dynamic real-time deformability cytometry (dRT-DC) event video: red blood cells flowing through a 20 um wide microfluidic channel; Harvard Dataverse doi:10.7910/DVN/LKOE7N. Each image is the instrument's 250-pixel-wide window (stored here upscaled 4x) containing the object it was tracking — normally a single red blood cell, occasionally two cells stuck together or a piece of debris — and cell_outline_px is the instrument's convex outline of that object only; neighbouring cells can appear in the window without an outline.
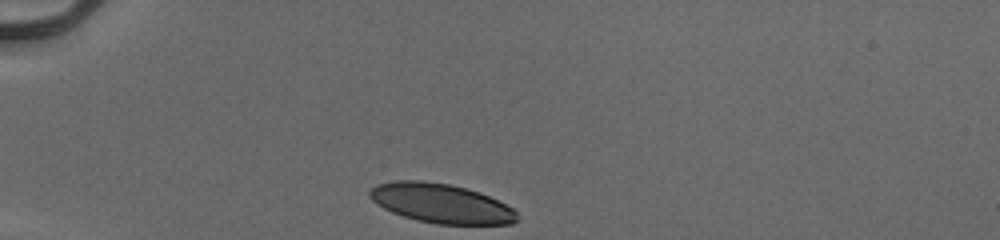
{"species": "human", "species_latin": "Homo sapiens", "temperature_condition": "cold", "stored_images_in_passage": 31, "camera_frame_rate_fps": 3000, "um_per_image_px": 0.085, "donor": {"sex": "male"}, "frame": {"image": 1, "passage_image": 1, "time_ms": 0.0, "image_size_px": [1000, 240], "cell_outline_px": [[520, 220], [512, 224], [436, 224], [416, 220], [392, 212], [376, 204], [368, 196], [368, 192], [376, 184], [396, 180], [424, 180], [448, 184], [480, 192], [512, 208], [516, 212]], "centroid_in_image_um": [37.47, 17.28], "position_along_channel_um": 47.5, "area_um2": 33.81}}
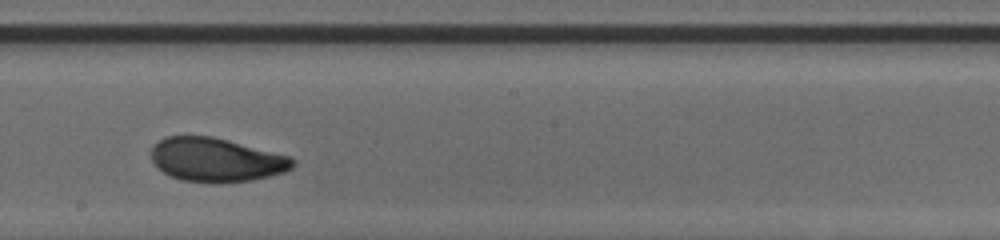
{"frame": {"image": 2, "passage_image": 18, "time_ms": 5.667, "image_size_px": [1000, 240], "cell_outline_px": [[296, 164], [292, 168], [284, 172], [252, 180], [220, 184], [180, 180], [168, 176], [156, 168], [152, 160], [152, 144], [164, 136], [212, 136], [292, 156], [296, 160]], "centroid_in_image_um": [18.36, 13.59], "position_along_channel_um": 229.8, "area_um2": 36.82}}
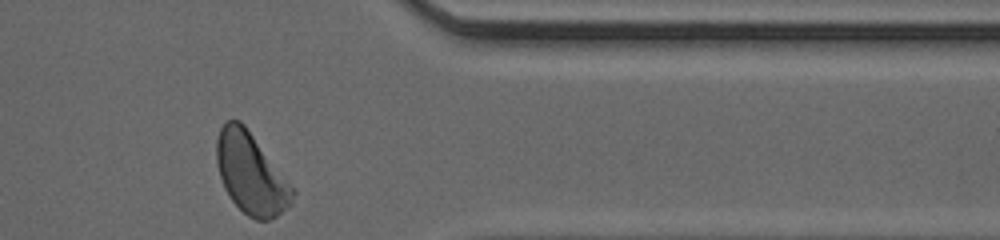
{"frame": {"image": 3, "passage_image": 31, "time_ms": 10.0, "image_size_px": [1000, 240], "cell_outline_px": [[296, 192], [292, 204], [276, 216], [268, 220], [256, 220], [248, 216], [232, 200], [224, 188], [220, 176], [216, 160], [216, 140], [220, 128], [228, 120], [240, 120], [244, 124], [296, 188]], "centroid_in_image_um": [21.37, 14.75], "position_along_channel_um": 390.0, "area_um2": 36.07}, "authors_computed_cell_mechanics": {"area_um2": 36.0094, "velocity_mm_per_s": 3.8982, "shape_relaxation_time_tau1_ms": 3.1086, "shape_relaxation_time_tau2_ms": 1.4751, "deformation_change_tau1": 0.1332, "deformation_change_tau2": 0.0682}}